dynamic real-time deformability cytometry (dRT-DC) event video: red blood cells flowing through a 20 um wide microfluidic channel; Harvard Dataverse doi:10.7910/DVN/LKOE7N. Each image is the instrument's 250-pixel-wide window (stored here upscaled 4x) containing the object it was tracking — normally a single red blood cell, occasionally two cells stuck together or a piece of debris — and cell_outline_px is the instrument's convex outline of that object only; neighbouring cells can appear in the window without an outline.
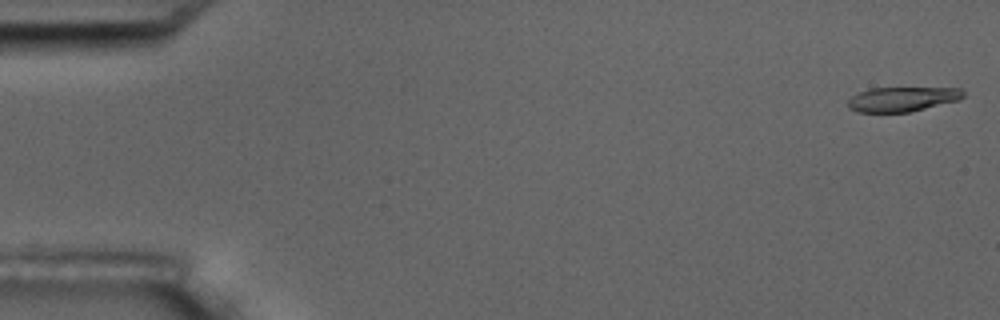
{"species": "common noctule bat (a hibernating species)", "species_latin": "Nyctalus noctula", "temperature_condition": "room temperature", "stored_images_in_passage": 17, "camera_frame_rate_fps": 3000, "um_per_image_px": 0.085, "animal": {"sex": "male", "body_mass_g": 17.5, "forearm_length_mm": 52.3}, "frame": {"image": 1, "passage_image": 1, "time_ms": 0.0, "image_size_px": [1000, 320], "cell_outline_px": [[964, 96], [960, 100], [908, 112], [856, 112], [848, 108], [848, 100], [852, 96], [868, 88], [960, 88], [964, 92]], "centroid_in_image_um": [76.68, 8.43], "position_along_channel_um": 8.3, "area_um2": 16.53}}
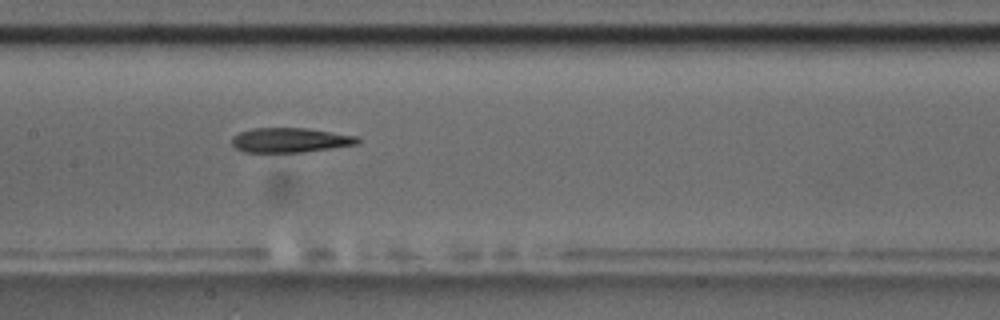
{"frame": {"image": 2, "passage_image": 9, "time_ms": 9.0, "image_size_px": [1000, 320], "cell_outline_px": [[360, 144], [304, 152], [244, 152], [236, 148], [232, 144], [232, 136], [240, 132], [252, 128], [308, 128], [356, 136], [360, 140]], "centroid_in_image_um": [24.67, 11.91], "position_along_channel_um": 182.7, "area_um2": 18.09}}
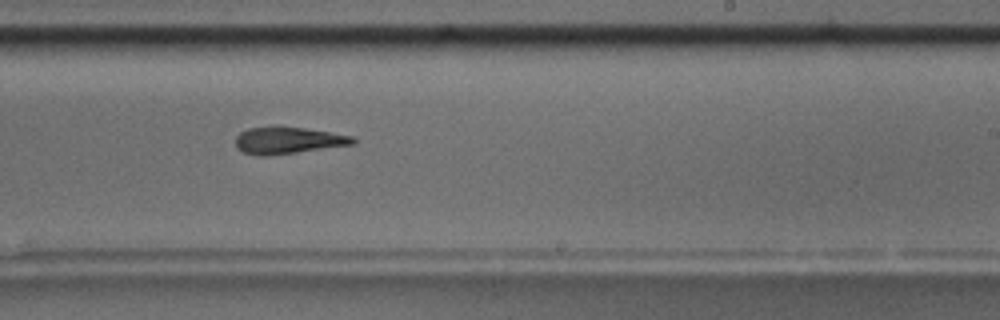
{"frame": {"image": 3, "passage_image": 11, "time_ms": 11.333, "image_size_px": [1000, 320], "cell_outline_px": [[356, 144], [268, 156], [256, 156], [244, 152], [236, 148], [236, 136], [240, 132], [248, 128], [304, 128], [356, 136]], "centroid_in_image_um": [24.52, 11.96], "position_along_channel_um": 264.5, "area_um2": 18.15}, "authors_computed_cell_mechanics": {"area_um2": 18.5538, "velocity_mm_per_s": 3.5112, "shape_relaxation_time_tau1_ms": 10.4672, "shape_relaxation_time_tau2_ms": 4.1581, "deformation_change_tau1": 0.2006, "deformation_change_tau2": 0.1343}}